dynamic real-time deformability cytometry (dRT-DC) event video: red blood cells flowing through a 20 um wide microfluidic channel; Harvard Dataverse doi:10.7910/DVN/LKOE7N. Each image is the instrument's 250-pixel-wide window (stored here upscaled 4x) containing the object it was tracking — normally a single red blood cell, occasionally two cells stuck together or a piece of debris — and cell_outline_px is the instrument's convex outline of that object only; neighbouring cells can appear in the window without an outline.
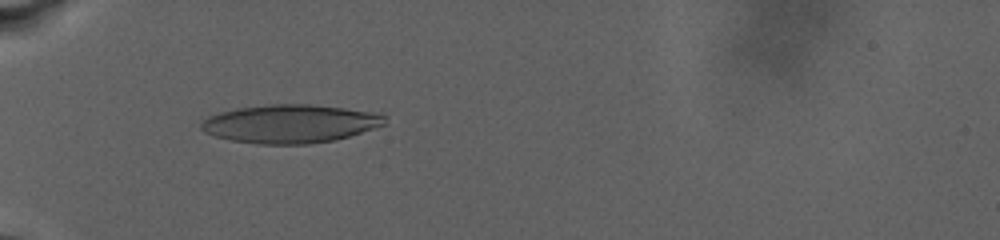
{"species": "human", "species_latin": "Homo sapiens", "temperature_condition": "warm", "stored_images_in_passage": 36, "camera_frame_rate_fps": 3000, "um_per_image_px": 0.085, "donor": {"sex": "male"}, "frame": {"image": 1, "passage_image": 35, "time_ms": 8.667, "image_size_px": [1000, 240], "cell_outline_px": [[388, 124], [336, 140], [308, 144], [256, 144], [232, 140], [216, 136], [204, 132], [200, 128], [200, 124], [208, 116], [220, 112], [236, 108], [268, 104], [308, 104], [380, 112], [388, 116]], "centroid_in_image_um": [24.73, 10.51], "position_along_channel_um": 60.3, "area_um2": 41.5}}